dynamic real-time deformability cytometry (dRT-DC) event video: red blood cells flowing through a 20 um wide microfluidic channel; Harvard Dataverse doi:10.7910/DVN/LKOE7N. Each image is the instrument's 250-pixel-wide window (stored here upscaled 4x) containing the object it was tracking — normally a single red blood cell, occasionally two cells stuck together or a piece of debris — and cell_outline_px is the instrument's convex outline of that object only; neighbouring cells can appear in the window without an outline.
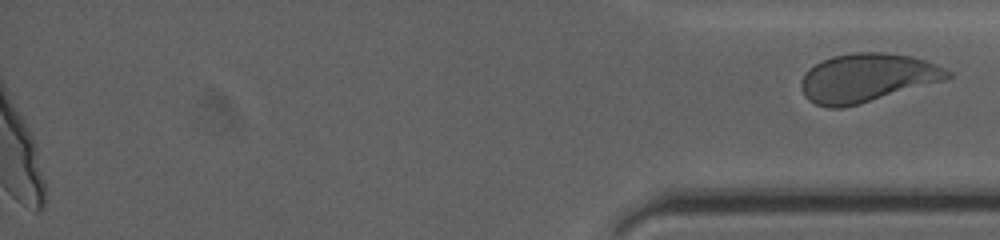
{"species": "human", "species_latin": "Homo sapiens", "temperature_condition": "cold", "stored_images_in_passage": 50, "segment_of_instrument_passage": [2, 2], "camera_frame_rate_fps": 3000, "um_per_image_px": 0.085, "donor": {"sex": "female"}, "frame": {"image": 1, "passage_image": 50, "time_ms": 13.333, "image_size_px": [1000, 240], "cell_outline_px": [[952, 76], [944, 80], [860, 104], [844, 108], [828, 108], [816, 104], [808, 100], [804, 96], [800, 88], [800, 80], [804, 72], [808, 68], [832, 56], [856, 52], [884, 52], [912, 56], [936, 64], [952, 72]], "centroid_in_image_um": [73.66, 6.62], "position_along_channel_um": 361.5, "area_um2": 41.62}}